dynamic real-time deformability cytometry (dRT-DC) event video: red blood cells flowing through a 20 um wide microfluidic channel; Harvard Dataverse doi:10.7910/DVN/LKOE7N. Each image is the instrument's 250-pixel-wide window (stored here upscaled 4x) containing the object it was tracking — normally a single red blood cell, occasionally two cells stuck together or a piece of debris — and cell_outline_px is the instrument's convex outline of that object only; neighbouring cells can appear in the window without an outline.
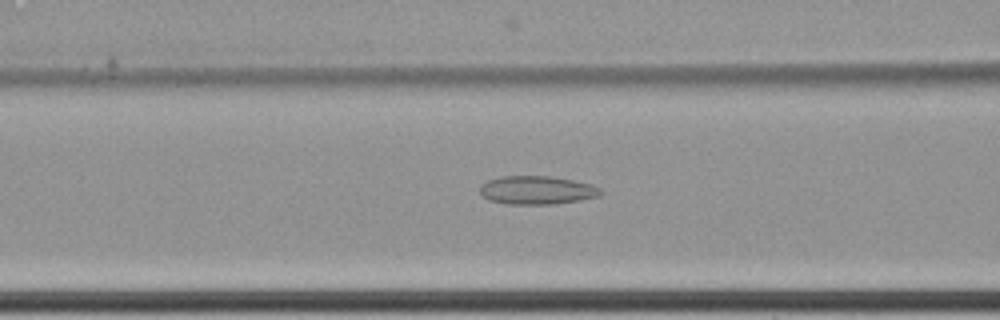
{"species": "common noctule bat (a hibernating species)", "species_latin": "Nyctalus noctula", "temperature_condition": "cold", "stored_images_in_passage": 65, "camera_frame_rate_fps": 3000, "um_per_image_px": 0.085, "animal": {"sex": "female", "body_mass_g": 22.7, "forearm_length_mm": 54.2}, "frame": {"image": 1, "passage_image": 30, "time_ms": 9.667, "image_size_px": [1000, 320], "cell_outline_px": [[604, 192], [600, 196], [580, 200], [552, 204], [508, 204], [488, 200], [480, 192], [480, 184], [488, 180], [500, 176], [552, 176], [592, 184], [600, 188]], "centroid_in_image_um": [45.65, 16.16], "position_along_channel_um": 121.0, "area_um2": 20.11}}
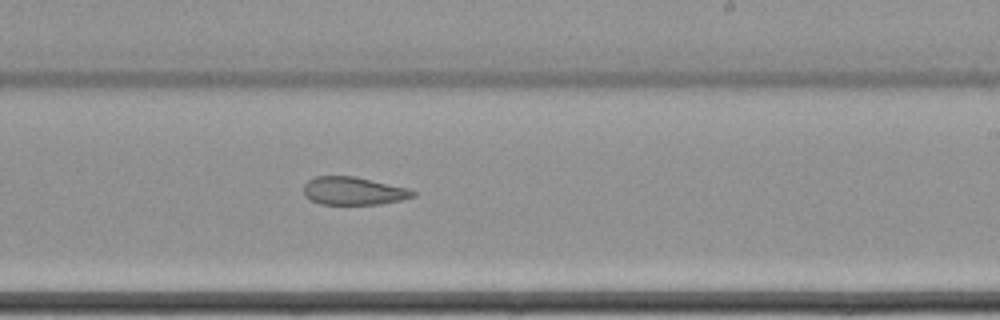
{"frame": {"image": 2, "passage_image": 42, "time_ms": 13.667, "image_size_px": [1000, 320], "cell_outline_px": [[416, 196], [400, 200], [380, 204], [320, 204], [308, 200], [304, 196], [304, 184], [308, 180], [316, 176], [352, 176], [408, 188], [416, 192]], "centroid_in_image_um": [30.01, 16.24], "position_along_channel_um": 259.0, "area_um2": 17.8}}
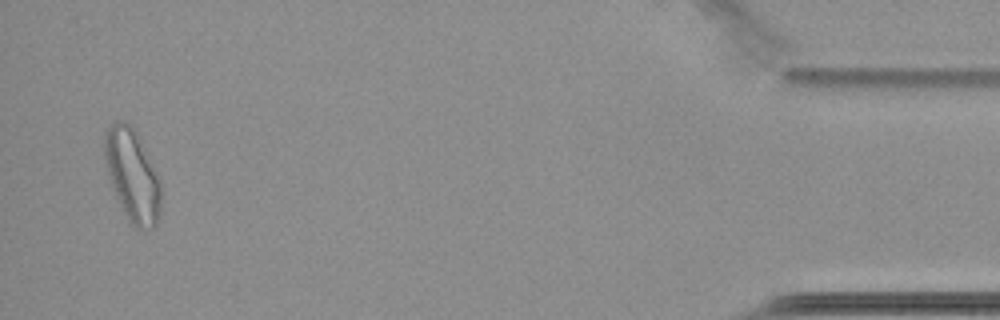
{"frame": {"image": 3, "passage_image": 63, "time_ms": 20.667, "image_size_px": [1000, 320], "cell_outline_px": [[160, 212], [156, 228], [136, 228], [128, 224], [112, 188], [104, 156], [104, 132], [116, 120], [124, 120], [136, 128], [160, 180]], "centroid_in_image_um": [11.25, 14.9], "position_along_channel_um": 424.0, "area_um2": 30.81}, "authors_computed_cell_mechanics": {"area_um2": 24.6228, "velocity_mm_per_s": 3.4531, "shape_relaxation_time_tau1_ms": null, "shape_relaxation_time_tau2_ms": 3.59, "deformation_change_tau1": null, "deformation_change_tau2": 0.0984}}